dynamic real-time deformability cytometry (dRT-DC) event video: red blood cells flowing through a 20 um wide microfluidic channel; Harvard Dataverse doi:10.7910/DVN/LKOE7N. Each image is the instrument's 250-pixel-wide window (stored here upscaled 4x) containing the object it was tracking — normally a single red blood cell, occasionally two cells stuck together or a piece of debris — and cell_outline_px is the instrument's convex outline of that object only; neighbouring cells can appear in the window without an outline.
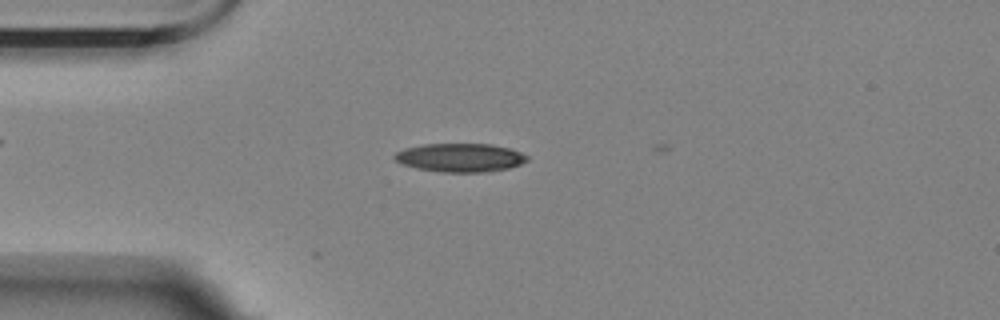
{"species": "Egyptian fruit bat (a non-hibernating species)", "species_latin": "Rousettus aegyptiacus", "temperature_condition": "room temperature", "stored_images_in_passage": 14, "camera_frame_rate_fps": 3000, "um_per_image_px": 0.085, "animal": {"sex": "female"}, "frame": {"image": 1, "passage_image": 13, "time_ms": 4.0, "image_size_px": [1000, 320], "cell_outline_px": [[528, 160], [520, 164], [508, 168], [484, 172], [440, 172], [416, 168], [404, 164], [396, 160], [392, 156], [396, 152], [404, 148], [424, 144], [492, 144], [512, 148], [528, 156]], "centroid_in_image_um": [39.12, 13.39], "position_along_channel_um": 45.9, "area_um2": 22.08}}